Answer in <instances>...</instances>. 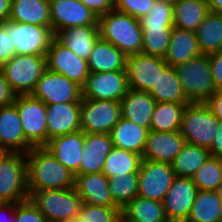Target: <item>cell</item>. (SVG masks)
<instances>
[{
  "label": "cell",
  "mask_w": 222,
  "mask_h": 222,
  "mask_svg": "<svg viewBox=\"0 0 222 222\" xmlns=\"http://www.w3.org/2000/svg\"><path fill=\"white\" fill-rule=\"evenodd\" d=\"M202 55L196 33L173 27L170 44L164 57L167 65L176 67Z\"/></svg>",
  "instance_id": "484cf974"
},
{
  "label": "cell",
  "mask_w": 222,
  "mask_h": 222,
  "mask_svg": "<svg viewBox=\"0 0 222 222\" xmlns=\"http://www.w3.org/2000/svg\"><path fill=\"white\" fill-rule=\"evenodd\" d=\"M142 155L114 147L107 155L102 173L108 179H119L128 173H138Z\"/></svg>",
  "instance_id": "d6a6232c"
},
{
  "label": "cell",
  "mask_w": 222,
  "mask_h": 222,
  "mask_svg": "<svg viewBox=\"0 0 222 222\" xmlns=\"http://www.w3.org/2000/svg\"><path fill=\"white\" fill-rule=\"evenodd\" d=\"M1 24L6 32H10L11 46L19 55L46 56L51 41L55 37L52 27L11 20L1 22Z\"/></svg>",
  "instance_id": "ba28073f"
},
{
  "label": "cell",
  "mask_w": 222,
  "mask_h": 222,
  "mask_svg": "<svg viewBox=\"0 0 222 222\" xmlns=\"http://www.w3.org/2000/svg\"><path fill=\"white\" fill-rule=\"evenodd\" d=\"M16 106L26 140L33 147L47 144L46 104L31 95H16Z\"/></svg>",
  "instance_id": "30bf717a"
},
{
  "label": "cell",
  "mask_w": 222,
  "mask_h": 222,
  "mask_svg": "<svg viewBox=\"0 0 222 222\" xmlns=\"http://www.w3.org/2000/svg\"><path fill=\"white\" fill-rule=\"evenodd\" d=\"M49 0H12L9 20L52 27Z\"/></svg>",
  "instance_id": "f1b7e54d"
},
{
  "label": "cell",
  "mask_w": 222,
  "mask_h": 222,
  "mask_svg": "<svg viewBox=\"0 0 222 222\" xmlns=\"http://www.w3.org/2000/svg\"><path fill=\"white\" fill-rule=\"evenodd\" d=\"M120 118V101L81 99L80 126L85 133L110 134Z\"/></svg>",
  "instance_id": "9c48e42d"
},
{
  "label": "cell",
  "mask_w": 222,
  "mask_h": 222,
  "mask_svg": "<svg viewBox=\"0 0 222 222\" xmlns=\"http://www.w3.org/2000/svg\"><path fill=\"white\" fill-rule=\"evenodd\" d=\"M32 148L25 138L16 106L0 107V152L26 154Z\"/></svg>",
  "instance_id": "ac0fdd59"
},
{
  "label": "cell",
  "mask_w": 222,
  "mask_h": 222,
  "mask_svg": "<svg viewBox=\"0 0 222 222\" xmlns=\"http://www.w3.org/2000/svg\"><path fill=\"white\" fill-rule=\"evenodd\" d=\"M204 103L218 120H222V91H216Z\"/></svg>",
  "instance_id": "681fc988"
},
{
  "label": "cell",
  "mask_w": 222,
  "mask_h": 222,
  "mask_svg": "<svg viewBox=\"0 0 222 222\" xmlns=\"http://www.w3.org/2000/svg\"><path fill=\"white\" fill-rule=\"evenodd\" d=\"M156 0H117L114 10L141 19L148 14Z\"/></svg>",
  "instance_id": "7bdbcfd3"
},
{
  "label": "cell",
  "mask_w": 222,
  "mask_h": 222,
  "mask_svg": "<svg viewBox=\"0 0 222 222\" xmlns=\"http://www.w3.org/2000/svg\"><path fill=\"white\" fill-rule=\"evenodd\" d=\"M198 188L190 177H175L162 204L169 222H185Z\"/></svg>",
  "instance_id": "2e32d148"
},
{
  "label": "cell",
  "mask_w": 222,
  "mask_h": 222,
  "mask_svg": "<svg viewBox=\"0 0 222 222\" xmlns=\"http://www.w3.org/2000/svg\"><path fill=\"white\" fill-rule=\"evenodd\" d=\"M61 222H82L79 217L70 218Z\"/></svg>",
  "instance_id": "9f6ffc18"
},
{
  "label": "cell",
  "mask_w": 222,
  "mask_h": 222,
  "mask_svg": "<svg viewBox=\"0 0 222 222\" xmlns=\"http://www.w3.org/2000/svg\"><path fill=\"white\" fill-rule=\"evenodd\" d=\"M217 196L219 197L221 204H222V183L218 186V188L215 190Z\"/></svg>",
  "instance_id": "11a10c76"
},
{
  "label": "cell",
  "mask_w": 222,
  "mask_h": 222,
  "mask_svg": "<svg viewBox=\"0 0 222 222\" xmlns=\"http://www.w3.org/2000/svg\"><path fill=\"white\" fill-rule=\"evenodd\" d=\"M27 189H68L75 186V174L59 162L44 146L25 154Z\"/></svg>",
  "instance_id": "6da1fadb"
},
{
  "label": "cell",
  "mask_w": 222,
  "mask_h": 222,
  "mask_svg": "<svg viewBox=\"0 0 222 222\" xmlns=\"http://www.w3.org/2000/svg\"><path fill=\"white\" fill-rule=\"evenodd\" d=\"M185 143L186 140L180 131L157 132L149 130L142 159L171 164Z\"/></svg>",
  "instance_id": "ffe728a7"
},
{
  "label": "cell",
  "mask_w": 222,
  "mask_h": 222,
  "mask_svg": "<svg viewBox=\"0 0 222 222\" xmlns=\"http://www.w3.org/2000/svg\"><path fill=\"white\" fill-rule=\"evenodd\" d=\"M55 38L79 58L88 60L96 42L100 39L98 25H81L60 29Z\"/></svg>",
  "instance_id": "cb8c5ba5"
},
{
  "label": "cell",
  "mask_w": 222,
  "mask_h": 222,
  "mask_svg": "<svg viewBox=\"0 0 222 222\" xmlns=\"http://www.w3.org/2000/svg\"><path fill=\"white\" fill-rule=\"evenodd\" d=\"M158 1H162V2H165V3H169V4H176L179 0H158Z\"/></svg>",
  "instance_id": "6f0895ef"
},
{
  "label": "cell",
  "mask_w": 222,
  "mask_h": 222,
  "mask_svg": "<svg viewBox=\"0 0 222 222\" xmlns=\"http://www.w3.org/2000/svg\"><path fill=\"white\" fill-rule=\"evenodd\" d=\"M80 104L81 102L46 104L47 143L53 137L81 130Z\"/></svg>",
  "instance_id": "d6986e66"
},
{
  "label": "cell",
  "mask_w": 222,
  "mask_h": 222,
  "mask_svg": "<svg viewBox=\"0 0 222 222\" xmlns=\"http://www.w3.org/2000/svg\"><path fill=\"white\" fill-rule=\"evenodd\" d=\"M127 55L113 44L99 39L87 62L89 72H113L126 70Z\"/></svg>",
  "instance_id": "4316f807"
},
{
  "label": "cell",
  "mask_w": 222,
  "mask_h": 222,
  "mask_svg": "<svg viewBox=\"0 0 222 222\" xmlns=\"http://www.w3.org/2000/svg\"><path fill=\"white\" fill-rule=\"evenodd\" d=\"M209 152L211 157L222 159V120L218 122L215 138Z\"/></svg>",
  "instance_id": "f907efd6"
},
{
  "label": "cell",
  "mask_w": 222,
  "mask_h": 222,
  "mask_svg": "<svg viewBox=\"0 0 222 222\" xmlns=\"http://www.w3.org/2000/svg\"><path fill=\"white\" fill-rule=\"evenodd\" d=\"M156 102L190 103L184 95L174 67L167 65L149 91Z\"/></svg>",
  "instance_id": "836d02e7"
},
{
  "label": "cell",
  "mask_w": 222,
  "mask_h": 222,
  "mask_svg": "<svg viewBox=\"0 0 222 222\" xmlns=\"http://www.w3.org/2000/svg\"><path fill=\"white\" fill-rule=\"evenodd\" d=\"M97 17L114 10V4L110 0H80Z\"/></svg>",
  "instance_id": "7dc6e473"
},
{
  "label": "cell",
  "mask_w": 222,
  "mask_h": 222,
  "mask_svg": "<svg viewBox=\"0 0 222 222\" xmlns=\"http://www.w3.org/2000/svg\"><path fill=\"white\" fill-rule=\"evenodd\" d=\"M0 222H16L15 203L3 202L0 206Z\"/></svg>",
  "instance_id": "816d5d0a"
},
{
  "label": "cell",
  "mask_w": 222,
  "mask_h": 222,
  "mask_svg": "<svg viewBox=\"0 0 222 222\" xmlns=\"http://www.w3.org/2000/svg\"><path fill=\"white\" fill-rule=\"evenodd\" d=\"M189 103L157 102L150 122V130L157 132L180 131L182 115Z\"/></svg>",
  "instance_id": "d590c367"
},
{
  "label": "cell",
  "mask_w": 222,
  "mask_h": 222,
  "mask_svg": "<svg viewBox=\"0 0 222 222\" xmlns=\"http://www.w3.org/2000/svg\"><path fill=\"white\" fill-rule=\"evenodd\" d=\"M85 132L53 137L44 146L50 153L75 175H80L81 154Z\"/></svg>",
  "instance_id": "44dd1931"
},
{
  "label": "cell",
  "mask_w": 222,
  "mask_h": 222,
  "mask_svg": "<svg viewBox=\"0 0 222 222\" xmlns=\"http://www.w3.org/2000/svg\"><path fill=\"white\" fill-rule=\"evenodd\" d=\"M191 178L198 190H216L222 183V159L210 156Z\"/></svg>",
  "instance_id": "f35d334b"
},
{
  "label": "cell",
  "mask_w": 222,
  "mask_h": 222,
  "mask_svg": "<svg viewBox=\"0 0 222 222\" xmlns=\"http://www.w3.org/2000/svg\"><path fill=\"white\" fill-rule=\"evenodd\" d=\"M210 157L209 150L185 143L182 150L171 163L177 177H192Z\"/></svg>",
  "instance_id": "8d00e7d4"
},
{
  "label": "cell",
  "mask_w": 222,
  "mask_h": 222,
  "mask_svg": "<svg viewBox=\"0 0 222 222\" xmlns=\"http://www.w3.org/2000/svg\"><path fill=\"white\" fill-rule=\"evenodd\" d=\"M218 122L205 103H189L183 111L180 133L186 143L210 150Z\"/></svg>",
  "instance_id": "8992f818"
},
{
  "label": "cell",
  "mask_w": 222,
  "mask_h": 222,
  "mask_svg": "<svg viewBox=\"0 0 222 222\" xmlns=\"http://www.w3.org/2000/svg\"><path fill=\"white\" fill-rule=\"evenodd\" d=\"M120 102L122 118L150 130V122L157 102L149 92L129 89Z\"/></svg>",
  "instance_id": "d4e9b609"
},
{
  "label": "cell",
  "mask_w": 222,
  "mask_h": 222,
  "mask_svg": "<svg viewBox=\"0 0 222 222\" xmlns=\"http://www.w3.org/2000/svg\"><path fill=\"white\" fill-rule=\"evenodd\" d=\"M173 5L156 0L148 14L140 19L141 26H173Z\"/></svg>",
  "instance_id": "b9f144b4"
},
{
  "label": "cell",
  "mask_w": 222,
  "mask_h": 222,
  "mask_svg": "<svg viewBox=\"0 0 222 222\" xmlns=\"http://www.w3.org/2000/svg\"><path fill=\"white\" fill-rule=\"evenodd\" d=\"M28 197L25 154L0 152V199L20 203Z\"/></svg>",
  "instance_id": "52a82bcc"
},
{
  "label": "cell",
  "mask_w": 222,
  "mask_h": 222,
  "mask_svg": "<svg viewBox=\"0 0 222 222\" xmlns=\"http://www.w3.org/2000/svg\"><path fill=\"white\" fill-rule=\"evenodd\" d=\"M114 148L110 134L85 133L80 174L100 173L107 155Z\"/></svg>",
  "instance_id": "7402d4cb"
},
{
  "label": "cell",
  "mask_w": 222,
  "mask_h": 222,
  "mask_svg": "<svg viewBox=\"0 0 222 222\" xmlns=\"http://www.w3.org/2000/svg\"><path fill=\"white\" fill-rule=\"evenodd\" d=\"M185 222H222V204L215 190H198Z\"/></svg>",
  "instance_id": "1f68e13d"
},
{
  "label": "cell",
  "mask_w": 222,
  "mask_h": 222,
  "mask_svg": "<svg viewBox=\"0 0 222 222\" xmlns=\"http://www.w3.org/2000/svg\"><path fill=\"white\" fill-rule=\"evenodd\" d=\"M28 199L43 214L45 220L61 222L78 217L82 199L76 189L28 190Z\"/></svg>",
  "instance_id": "3957f363"
},
{
  "label": "cell",
  "mask_w": 222,
  "mask_h": 222,
  "mask_svg": "<svg viewBox=\"0 0 222 222\" xmlns=\"http://www.w3.org/2000/svg\"><path fill=\"white\" fill-rule=\"evenodd\" d=\"M82 202L93 206H118L109 190V179L102 173L75 175V186Z\"/></svg>",
  "instance_id": "603a6c76"
},
{
  "label": "cell",
  "mask_w": 222,
  "mask_h": 222,
  "mask_svg": "<svg viewBox=\"0 0 222 222\" xmlns=\"http://www.w3.org/2000/svg\"><path fill=\"white\" fill-rule=\"evenodd\" d=\"M100 39L126 55L142 53L143 30L140 20L116 10L98 17Z\"/></svg>",
  "instance_id": "7a4b0ae2"
},
{
  "label": "cell",
  "mask_w": 222,
  "mask_h": 222,
  "mask_svg": "<svg viewBox=\"0 0 222 222\" xmlns=\"http://www.w3.org/2000/svg\"><path fill=\"white\" fill-rule=\"evenodd\" d=\"M175 177L171 164L142 159L137 196L162 202Z\"/></svg>",
  "instance_id": "8fae6325"
},
{
  "label": "cell",
  "mask_w": 222,
  "mask_h": 222,
  "mask_svg": "<svg viewBox=\"0 0 222 222\" xmlns=\"http://www.w3.org/2000/svg\"><path fill=\"white\" fill-rule=\"evenodd\" d=\"M30 95L45 104L81 102L82 87L66 76L46 69Z\"/></svg>",
  "instance_id": "7c38bea8"
},
{
  "label": "cell",
  "mask_w": 222,
  "mask_h": 222,
  "mask_svg": "<svg viewBox=\"0 0 222 222\" xmlns=\"http://www.w3.org/2000/svg\"><path fill=\"white\" fill-rule=\"evenodd\" d=\"M12 0H0V23L8 21L11 15Z\"/></svg>",
  "instance_id": "f5cc1de1"
},
{
  "label": "cell",
  "mask_w": 222,
  "mask_h": 222,
  "mask_svg": "<svg viewBox=\"0 0 222 222\" xmlns=\"http://www.w3.org/2000/svg\"><path fill=\"white\" fill-rule=\"evenodd\" d=\"M15 54V49L11 46L10 32H6L0 23V66L9 61Z\"/></svg>",
  "instance_id": "f6af8a7d"
},
{
  "label": "cell",
  "mask_w": 222,
  "mask_h": 222,
  "mask_svg": "<svg viewBox=\"0 0 222 222\" xmlns=\"http://www.w3.org/2000/svg\"><path fill=\"white\" fill-rule=\"evenodd\" d=\"M46 65L49 71L66 76L81 87L90 73L87 60L79 58L55 37L46 54Z\"/></svg>",
  "instance_id": "5bb4252c"
},
{
  "label": "cell",
  "mask_w": 222,
  "mask_h": 222,
  "mask_svg": "<svg viewBox=\"0 0 222 222\" xmlns=\"http://www.w3.org/2000/svg\"><path fill=\"white\" fill-rule=\"evenodd\" d=\"M16 222H44L45 218L38 208L29 200L15 203Z\"/></svg>",
  "instance_id": "ee69618b"
},
{
  "label": "cell",
  "mask_w": 222,
  "mask_h": 222,
  "mask_svg": "<svg viewBox=\"0 0 222 222\" xmlns=\"http://www.w3.org/2000/svg\"><path fill=\"white\" fill-rule=\"evenodd\" d=\"M174 26H141L143 30L142 53L166 56Z\"/></svg>",
  "instance_id": "74e56055"
},
{
  "label": "cell",
  "mask_w": 222,
  "mask_h": 222,
  "mask_svg": "<svg viewBox=\"0 0 222 222\" xmlns=\"http://www.w3.org/2000/svg\"><path fill=\"white\" fill-rule=\"evenodd\" d=\"M47 69L46 56L15 54L0 71L16 95H30Z\"/></svg>",
  "instance_id": "5b68a950"
},
{
  "label": "cell",
  "mask_w": 222,
  "mask_h": 222,
  "mask_svg": "<svg viewBox=\"0 0 222 222\" xmlns=\"http://www.w3.org/2000/svg\"><path fill=\"white\" fill-rule=\"evenodd\" d=\"M78 217L82 222H121V208L83 203Z\"/></svg>",
  "instance_id": "60d3db41"
},
{
  "label": "cell",
  "mask_w": 222,
  "mask_h": 222,
  "mask_svg": "<svg viewBox=\"0 0 222 222\" xmlns=\"http://www.w3.org/2000/svg\"><path fill=\"white\" fill-rule=\"evenodd\" d=\"M113 4H115V2L117 1V0H110Z\"/></svg>",
  "instance_id": "680465c9"
},
{
  "label": "cell",
  "mask_w": 222,
  "mask_h": 222,
  "mask_svg": "<svg viewBox=\"0 0 222 222\" xmlns=\"http://www.w3.org/2000/svg\"><path fill=\"white\" fill-rule=\"evenodd\" d=\"M216 91H222V51L208 55Z\"/></svg>",
  "instance_id": "bcb514c9"
},
{
  "label": "cell",
  "mask_w": 222,
  "mask_h": 222,
  "mask_svg": "<svg viewBox=\"0 0 222 222\" xmlns=\"http://www.w3.org/2000/svg\"><path fill=\"white\" fill-rule=\"evenodd\" d=\"M167 66L164 58L143 53L127 55L126 77L129 89L148 92Z\"/></svg>",
  "instance_id": "9a60e30c"
},
{
  "label": "cell",
  "mask_w": 222,
  "mask_h": 222,
  "mask_svg": "<svg viewBox=\"0 0 222 222\" xmlns=\"http://www.w3.org/2000/svg\"><path fill=\"white\" fill-rule=\"evenodd\" d=\"M190 103H204L216 92L208 55H200L174 67Z\"/></svg>",
  "instance_id": "277c9868"
},
{
  "label": "cell",
  "mask_w": 222,
  "mask_h": 222,
  "mask_svg": "<svg viewBox=\"0 0 222 222\" xmlns=\"http://www.w3.org/2000/svg\"><path fill=\"white\" fill-rule=\"evenodd\" d=\"M195 33L202 54L222 51V14L210 11Z\"/></svg>",
  "instance_id": "e575fe53"
},
{
  "label": "cell",
  "mask_w": 222,
  "mask_h": 222,
  "mask_svg": "<svg viewBox=\"0 0 222 222\" xmlns=\"http://www.w3.org/2000/svg\"><path fill=\"white\" fill-rule=\"evenodd\" d=\"M121 221L169 222L162 202L136 196L121 209Z\"/></svg>",
  "instance_id": "f546056e"
},
{
  "label": "cell",
  "mask_w": 222,
  "mask_h": 222,
  "mask_svg": "<svg viewBox=\"0 0 222 222\" xmlns=\"http://www.w3.org/2000/svg\"><path fill=\"white\" fill-rule=\"evenodd\" d=\"M16 94L0 71V107L9 106L15 101Z\"/></svg>",
  "instance_id": "c3c4849f"
},
{
  "label": "cell",
  "mask_w": 222,
  "mask_h": 222,
  "mask_svg": "<svg viewBox=\"0 0 222 222\" xmlns=\"http://www.w3.org/2000/svg\"><path fill=\"white\" fill-rule=\"evenodd\" d=\"M173 10V26L194 32L210 12L207 0H179Z\"/></svg>",
  "instance_id": "4dcf8cb0"
},
{
  "label": "cell",
  "mask_w": 222,
  "mask_h": 222,
  "mask_svg": "<svg viewBox=\"0 0 222 222\" xmlns=\"http://www.w3.org/2000/svg\"><path fill=\"white\" fill-rule=\"evenodd\" d=\"M138 173H128L119 179H109L113 201L122 209L138 194Z\"/></svg>",
  "instance_id": "ab89813d"
},
{
  "label": "cell",
  "mask_w": 222,
  "mask_h": 222,
  "mask_svg": "<svg viewBox=\"0 0 222 222\" xmlns=\"http://www.w3.org/2000/svg\"><path fill=\"white\" fill-rule=\"evenodd\" d=\"M207 2L210 11L222 14V0H207Z\"/></svg>",
  "instance_id": "db71d44e"
},
{
  "label": "cell",
  "mask_w": 222,
  "mask_h": 222,
  "mask_svg": "<svg viewBox=\"0 0 222 222\" xmlns=\"http://www.w3.org/2000/svg\"><path fill=\"white\" fill-rule=\"evenodd\" d=\"M54 34L64 28L98 25V17L80 0H49Z\"/></svg>",
  "instance_id": "e0dca14e"
},
{
  "label": "cell",
  "mask_w": 222,
  "mask_h": 222,
  "mask_svg": "<svg viewBox=\"0 0 222 222\" xmlns=\"http://www.w3.org/2000/svg\"><path fill=\"white\" fill-rule=\"evenodd\" d=\"M149 130L127 119L120 118L110 136L114 147L142 155Z\"/></svg>",
  "instance_id": "83f0119b"
},
{
  "label": "cell",
  "mask_w": 222,
  "mask_h": 222,
  "mask_svg": "<svg viewBox=\"0 0 222 222\" xmlns=\"http://www.w3.org/2000/svg\"><path fill=\"white\" fill-rule=\"evenodd\" d=\"M128 90L126 71L90 72L82 86V98L121 101Z\"/></svg>",
  "instance_id": "4fadbf2b"
}]
</instances>
